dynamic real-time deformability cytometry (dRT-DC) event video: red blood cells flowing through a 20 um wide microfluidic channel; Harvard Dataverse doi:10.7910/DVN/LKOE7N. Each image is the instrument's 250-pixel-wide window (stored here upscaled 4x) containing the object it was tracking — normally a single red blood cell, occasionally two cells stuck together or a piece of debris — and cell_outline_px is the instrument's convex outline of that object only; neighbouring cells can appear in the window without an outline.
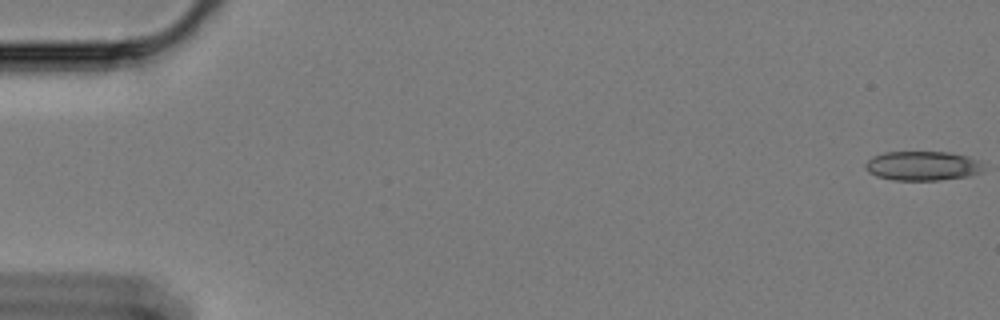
{"species": "Egyptian fruit bat (a non-hibernating species)", "species_latin": "Rousettus aegyptiacus", "temperature_condition": "cold", "stored_images_in_passage": 60, "camera_frame_rate_fps": 3000, "um_per_image_px": 0.085, "animal": {"sex": "female"}, "frame": {"image": 1, "passage_image": 1, "time_ms": 0.0, "image_size_px": [1000, 320], "cell_outline_px": [[984, 172], [968, 176], [940, 180], [892, 180], [876, 176], [868, 172], [864, 168], [864, 164], [872, 156], [884, 152], [948, 152], [968, 156], [980, 160]], "centroid_in_image_um": [78.41, 14.1], "position_along_channel_um": 6.6, "area_um2": 20.46}}
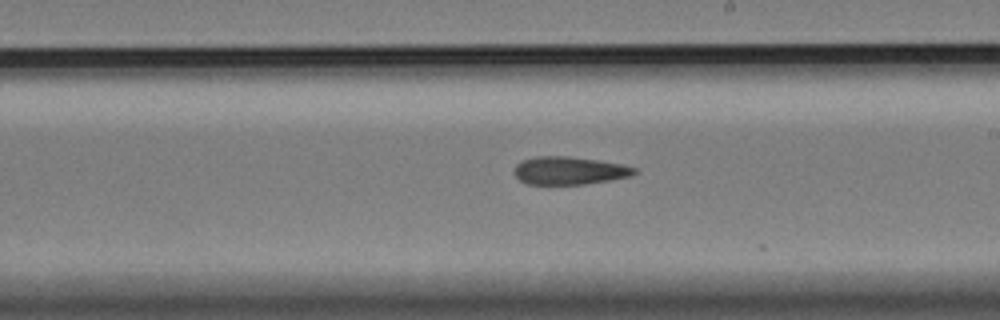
{"frame": {"image": 2, "passage_image": 35, "time_ms": 11.333, "image_size_px": [1000, 320], "cell_outline_px": [[636, 172], [632, 176], [584, 184], [528, 184], [520, 180], [512, 172], [516, 164], [520, 160], [536, 156], [568, 156], [596, 160], [620, 164], [636, 168]], "centroid_in_image_um": [48.33, 14.49], "position_along_channel_um": 240.7, "area_um2": 19.48}}
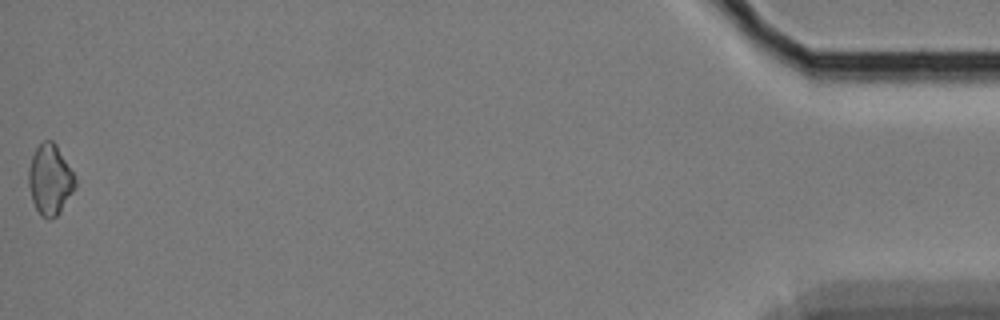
{"frame": {"image": 3, "passage_image": 60, "time_ms": 19.667, "image_size_px": [1000, 320], "cell_outline_px": [[76, 188], [60, 212], [56, 216], [48, 220], [40, 216], [32, 200], [28, 184], [28, 168], [32, 156], [36, 148], [44, 140], [52, 140], [56, 144], [72, 172], [76, 180]], "centroid_in_image_um": [4.24, 15.29], "position_along_channel_um": 431.0, "area_um2": 19.13}, "authors_computed_cell_mechanics": {"area_um2": 19.9121, "velocity_mm_per_s": 3.3776, "shape_relaxation_time_tau1_ms": null, "shape_relaxation_time_tau2_ms": 4.6498, "deformation_change_tau1": null, "deformation_change_tau2": 0.1358}}